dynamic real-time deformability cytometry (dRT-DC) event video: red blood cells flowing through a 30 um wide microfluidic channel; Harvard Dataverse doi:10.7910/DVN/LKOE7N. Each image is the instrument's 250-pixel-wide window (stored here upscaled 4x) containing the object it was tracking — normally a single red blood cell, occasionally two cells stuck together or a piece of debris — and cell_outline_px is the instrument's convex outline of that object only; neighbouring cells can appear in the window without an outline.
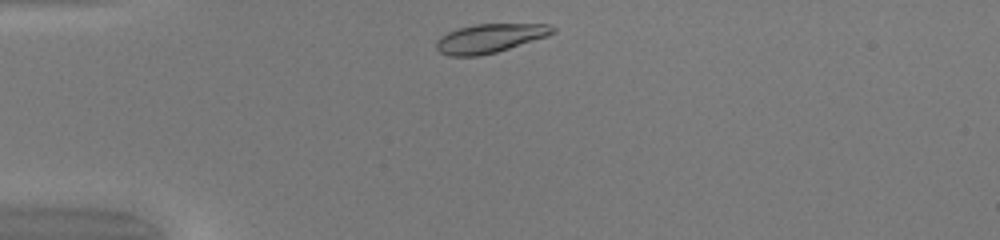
{"species": "common noctule bat (a hibernating species)", "species_latin": "Nyctalus noctula", "temperature_condition": "warm", "stored_images_in_passage": 38, "camera_frame_rate_fps": 3000, "um_per_image_px": 0.085, "animal": {"sex": "female", "body_mass_g": 20.0, "forearm_length_mm": 54.0}, "frame": {"image": 1, "passage_image": 1, "time_ms": 0.0, "image_size_px": [1000, 240], "cell_outline_px": [[556, 32], [548, 36], [496, 52], [480, 56], [448, 56], [440, 52], [436, 48], [436, 40], [440, 36], [456, 28], [476, 24], [548, 24], [556, 28]], "centroid_in_image_um": [41.62, 3.25], "position_along_channel_um": 43.4, "area_um2": 19.71}}
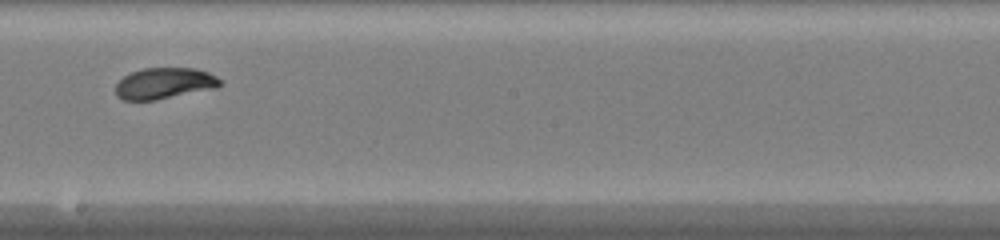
{"frame": {"image": 2, "passage_image": 17, "time_ms": 5.333, "image_size_px": [1000, 240], "cell_outline_px": [[220, 84], [216, 88], [156, 100], [124, 100], [116, 96], [116, 84], [124, 76], [132, 72], [144, 68], [196, 68], [208, 72], [216, 76], [220, 80]], "centroid_in_image_um": [13.96, 7.08], "position_along_channel_um": 234.2, "area_um2": 18.9}}
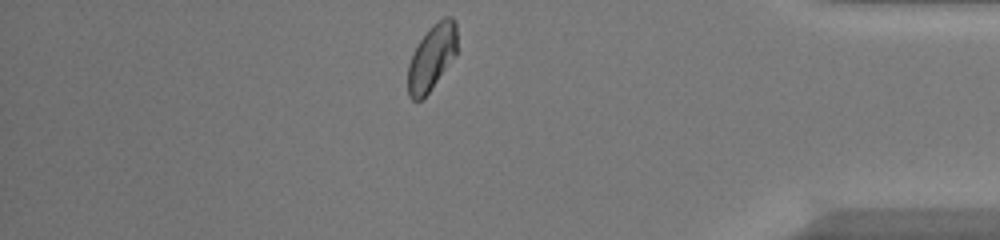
{"frame": {"image": 3, "passage_image": 31, "time_ms": 10.0, "image_size_px": [1000, 240], "cell_outline_px": [[456, 56], [432, 88], [420, 100], [412, 100], [408, 96], [408, 64], [412, 52], [428, 28], [432, 24], [444, 16], [452, 16], [456, 20]], "centroid_in_image_um": [36.7, 4.85], "position_along_channel_um": 398.5, "area_um2": 19.02}, "authors_computed_cell_mechanics": {"area_um2": 19.5364, "velocity_mm_per_s": 4.1724, "shape_relaxation_time_tau1_ms": 3.5824, "shape_relaxation_time_tau2_ms": null, "deformation_change_tau1": 0.1464, "deformation_change_tau2": null}}